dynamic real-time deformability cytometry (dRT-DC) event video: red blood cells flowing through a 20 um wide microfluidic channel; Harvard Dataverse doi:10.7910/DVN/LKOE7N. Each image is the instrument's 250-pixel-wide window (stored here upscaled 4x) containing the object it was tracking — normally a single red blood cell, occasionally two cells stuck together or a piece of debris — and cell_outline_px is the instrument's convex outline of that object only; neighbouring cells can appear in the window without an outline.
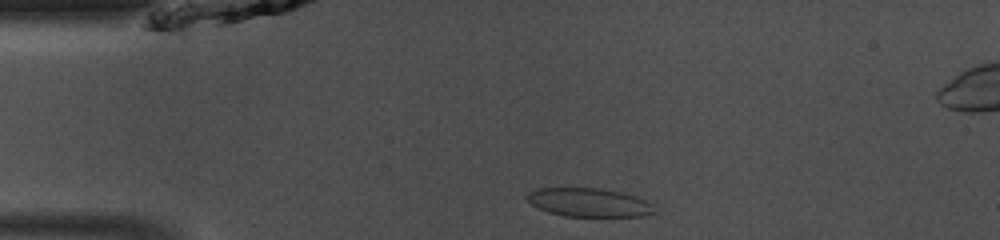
{"species": "common noctule bat (a hibernating species)", "species_latin": "Nyctalus noctula", "temperature_condition": "room temperature", "stored_images_in_passage": 41, "camera_frame_rate_fps": 3000, "um_per_image_px": 0.085, "animal": {"sex": "male", "body_mass_g": 13.0, "forearm_length_mm": 53.1}, "frame": {"image": 1, "passage_image": 2, "time_ms": 0.333, "image_size_px": [1000, 240], "cell_outline_px": [[660, 212], [644, 216], [564, 216], [548, 212], [532, 204], [524, 196], [528, 192], [536, 188], [600, 188], [620, 192], [636, 196], [652, 204]], "centroid_in_image_um": [50.09, 17.21], "position_along_channel_um": 34.9, "area_um2": 21.39}}
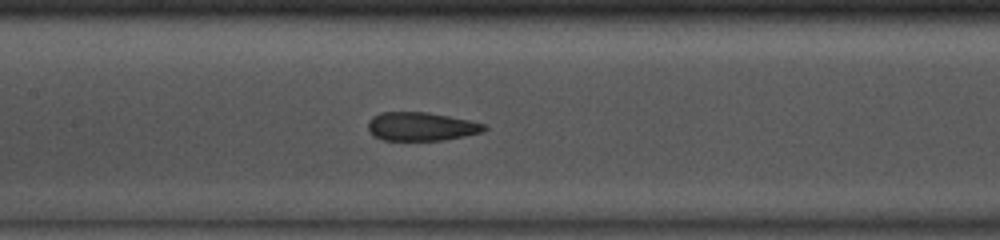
{"frame": {"image": 2, "passage_image": 14, "time_ms": 4.333, "image_size_px": [1000, 240], "cell_outline_px": [[488, 128], [484, 132], [444, 140], [384, 140], [368, 132], [368, 120], [372, 116], [380, 112], [428, 112], [488, 124]], "centroid_in_image_um": [35.82, 10.75], "position_along_channel_um": 171.6, "area_um2": 19.48}}
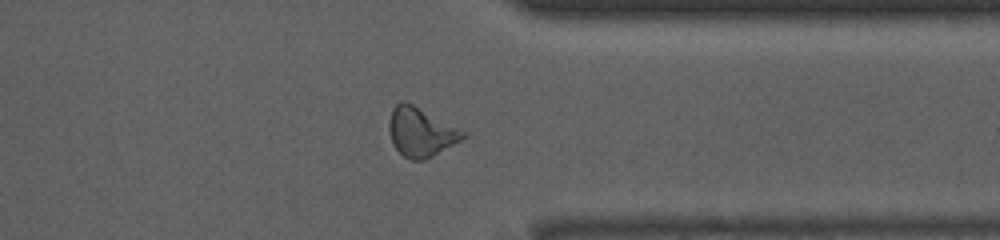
{"frame": {"image": 3, "passage_image": 29, "time_ms": 9.333, "image_size_px": [1000, 240], "cell_outline_px": [[464, 136], [460, 140], [432, 156], [424, 160], [412, 160], [404, 156], [392, 144], [388, 128], [388, 124], [392, 108], [396, 104], [404, 100], [412, 104], [464, 132]], "centroid_in_image_um": [35.69, 11.23], "position_along_channel_um": 375.7, "area_um2": 20.46}, "authors_computed_cell_mechanics": {"area_um2": 20.4612, "velocity_mm_per_s": 4.1518, "shape_relaxation_time_tau1_ms": null, "shape_relaxation_time_tau2_ms": 1.7545, "deformation_change_tau1": null, "deformation_change_tau2": 0.067}}